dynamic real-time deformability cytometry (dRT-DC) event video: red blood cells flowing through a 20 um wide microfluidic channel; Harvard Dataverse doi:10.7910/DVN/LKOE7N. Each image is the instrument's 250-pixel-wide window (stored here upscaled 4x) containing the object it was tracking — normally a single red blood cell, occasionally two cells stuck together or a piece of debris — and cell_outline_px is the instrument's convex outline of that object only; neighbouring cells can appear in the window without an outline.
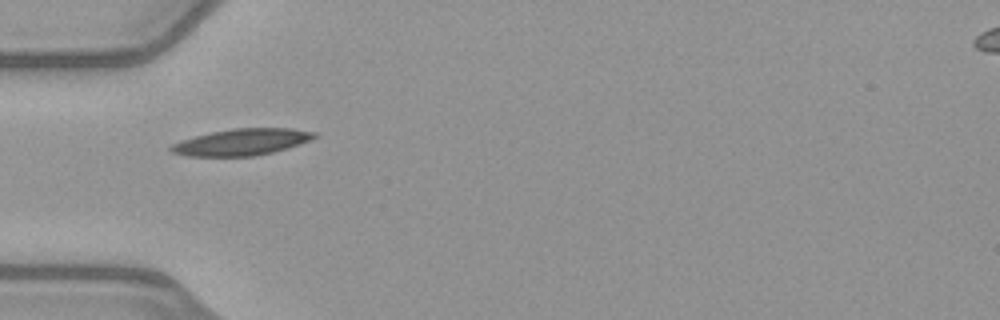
{"species": "common noctule bat (a hibernating species)", "species_latin": "Nyctalus noctula", "temperature_condition": "warm", "stored_images_in_passage": 19, "camera_frame_rate_fps": 3000, "um_per_image_px": 0.085, "animal": {"sex": "female", "body_mass_g": 21.9}, "frame": {"image": 1, "passage_image": 1, "time_ms": 0.0, "image_size_px": [1000, 320], "cell_outline_px": [[320, 136], [312, 140], [288, 148], [272, 152], [252, 156], [188, 156], [172, 152], [168, 148], [172, 144], [180, 140], [212, 132], [232, 128], [292, 128], [316, 132]], "centroid_in_image_um": [20.59, 12.06], "position_along_channel_um": 64.4, "area_um2": 22.25}}